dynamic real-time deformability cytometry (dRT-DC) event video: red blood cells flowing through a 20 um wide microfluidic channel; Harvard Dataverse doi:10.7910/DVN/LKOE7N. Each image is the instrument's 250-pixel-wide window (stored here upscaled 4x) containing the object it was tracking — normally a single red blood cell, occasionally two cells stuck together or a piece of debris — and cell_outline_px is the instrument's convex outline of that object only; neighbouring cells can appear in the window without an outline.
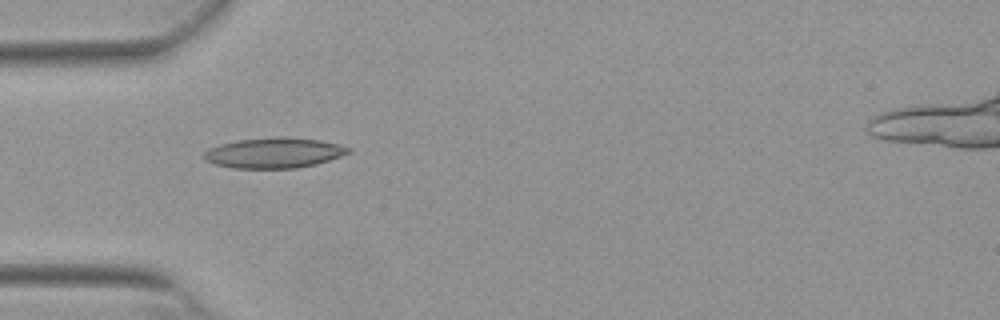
{"species": "Egyptian fruit bat (a non-hibernating species)", "species_latin": "Rousettus aegyptiacus", "temperature_condition": "warm", "stored_images_in_passage": 50, "camera_frame_rate_fps": 3000, "um_per_image_px": 0.085, "animal": {"sex": "female"}, "frame": {"image": 1, "passage_image": 14, "time_ms": 4.333, "image_size_px": [1000, 320], "cell_outline_px": [[352, 152], [316, 164], [296, 168], [232, 168], [216, 164], [204, 160], [200, 156], [208, 148], [220, 144], [236, 140], [320, 140], [352, 148]], "centroid_in_image_um": [23.23, 13.05], "position_along_channel_um": 61.8, "area_um2": 24.45}}
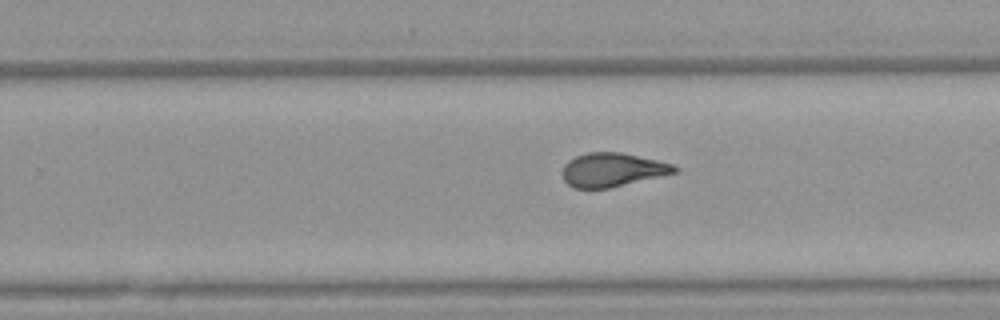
{"frame": {"image": 2, "passage_image": 31, "time_ms": 10.0, "image_size_px": [1000, 320], "cell_outline_px": [[680, 168], [676, 172], [608, 188], [576, 188], [568, 184], [564, 180], [564, 164], [568, 160], [576, 156], [588, 152], [620, 152], [656, 160], [672, 164]], "centroid_in_image_um": [52.04, 14.42], "position_along_channel_um": 277.8, "area_um2": 21.62}}
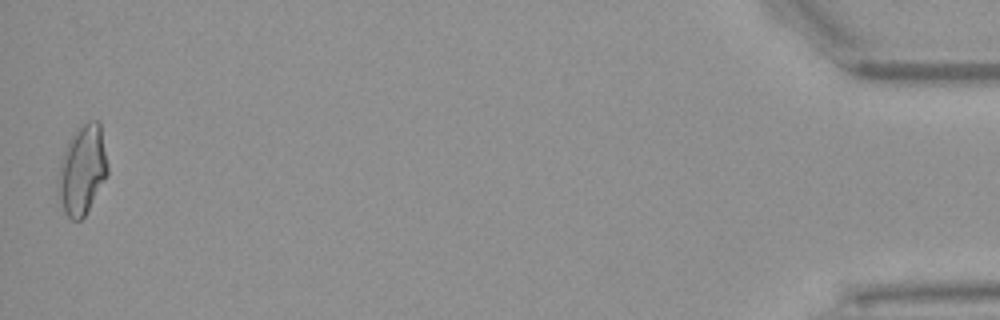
{"frame": {"image": 3, "passage_image": 50, "time_ms": 16.333, "image_size_px": [1000, 320], "cell_outline_px": [[108, 176], [84, 216], [80, 220], [72, 220], [64, 212], [56, 184], [60, 164], [64, 152], [72, 136], [88, 120], [100, 120], [108, 168]], "centroid_in_image_um": [7.01, 14.46], "position_along_channel_um": 428.2, "area_um2": 25.49}, "authors_computed_cell_mechanics": {"area_um2": 22.831, "velocity_mm_per_s": 3.8495, "shape_relaxation_time_tau1_ms": null, "shape_relaxation_time_tau2_ms": 1.3986, "deformation_change_tau1": null, "deformation_change_tau2": 0.0986}}